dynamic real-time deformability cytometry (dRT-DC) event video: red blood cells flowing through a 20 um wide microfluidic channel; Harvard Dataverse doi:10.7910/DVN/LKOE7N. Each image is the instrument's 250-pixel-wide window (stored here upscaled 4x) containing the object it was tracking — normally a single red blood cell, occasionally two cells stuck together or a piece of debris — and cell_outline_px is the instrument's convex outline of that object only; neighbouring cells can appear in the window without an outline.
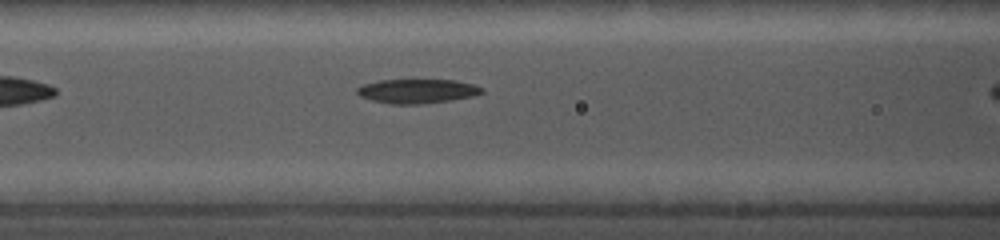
{"species": "common noctule bat (a hibernating species)", "species_latin": "Nyctalus noctula", "temperature_condition": "cold", "stored_images_in_passage": 12, "camera_frame_rate_fps": 5000, "um_per_image_px": 0.085, "animal": {"sex": "female", "body_mass_g": 19.0, "forearm_length_mm": 56.7}, "frame": {"image": 1, "passage_image": 5, "time_ms": 1.2, "image_size_px": [1000, 240], "cell_outline_px": [[480, 92], [468, 96], [448, 100], [420, 104], [392, 104], [376, 100], [364, 96], [360, 92], [360, 88], [368, 84], [384, 80], [448, 80], [468, 84], [480, 88]], "centroid_in_image_um": [35.46, 7.75], "position_along_channel_um": 131.1, "area_um2": 16.24}}
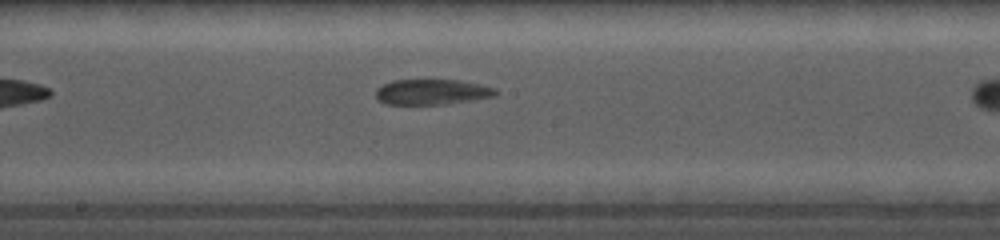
{"frame": {"image": 2, "passage_image": 8, "time_ms": 3.4, "image_size_px": [1000, 240], "cell_outline_px": [[496, 92], [488, 96], [436, 104], [384, 104], [376, 96], [376, 88], [392, 80], [456, 80], [492, 88]], "centroid_in_image_um": [36.51, 7.8], "position_along_channel_um": 211.7, "area_um2": 16.7}}
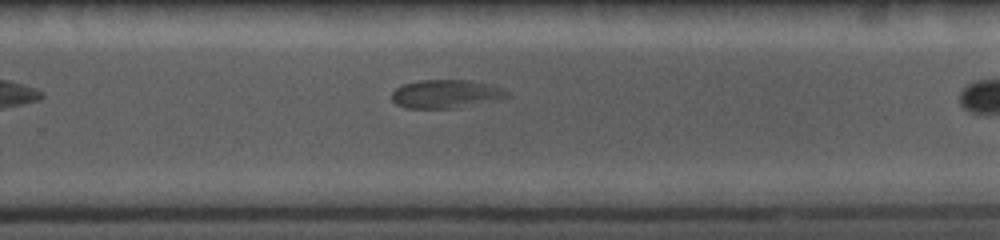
{"frame": {"image": 3, "passage_image": 11, "time_ms": 5.6, "image_size_px": [1000, 240], "cell_outline_px": [[508, 96], [456, 108], [408, 108], [396, 104], [392, 100], [392, 92], [396, 88], [404, 84], [420, 80], [472, 80], [488, 84], [500, 88], [508, 92]], "centroid_in_image_um": [37.83, 7.97], "position_along_channel_um": 292.0, "area_um2": 18.67}}